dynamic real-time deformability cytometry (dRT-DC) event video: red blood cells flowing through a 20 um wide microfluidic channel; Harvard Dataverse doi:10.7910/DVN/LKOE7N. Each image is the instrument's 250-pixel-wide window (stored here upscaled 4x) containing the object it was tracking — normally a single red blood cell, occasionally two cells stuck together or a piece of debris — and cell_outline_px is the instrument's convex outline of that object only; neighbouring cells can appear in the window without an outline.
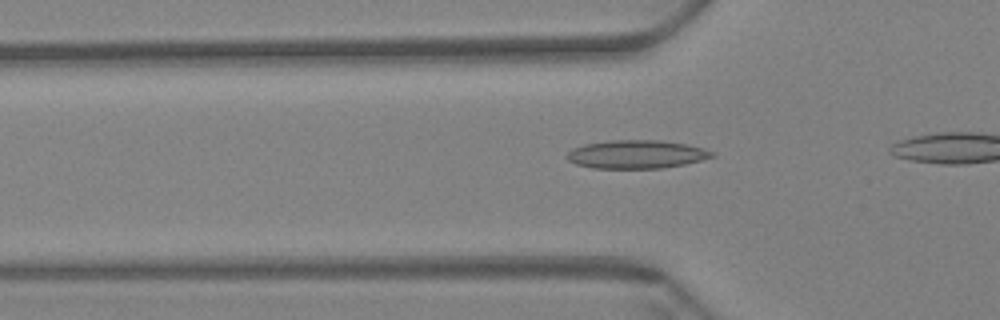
{"species": "Egyptian fruit bat (a non-hibernating species)", "species_latin": "Rousettus aegyptiacus", "temperature_condition": "warm", "stored_images_in_passage": 31, "camera_frame_rate_fps": 3000, "um_per_image_px": 0.085, "animal": {"sex": "female"}, "frame": {"image": 1, "passage_image": 3, "time_ms": 0.667, "image_size_px": [1000, 320], "cell_outline_px": [[716, 156], [684, 164], [664, 168], [592, 168], [576, 164], [568, 160], [564, 156], [572, 148], [584, 144], [612, 140], [660, 140], [684, 144], [704, 148], [716, 152]], "centroid_in_image_um": [54.09, 13.11], "position_along_channel_um": 71.7, "area_um2": 24.04}}
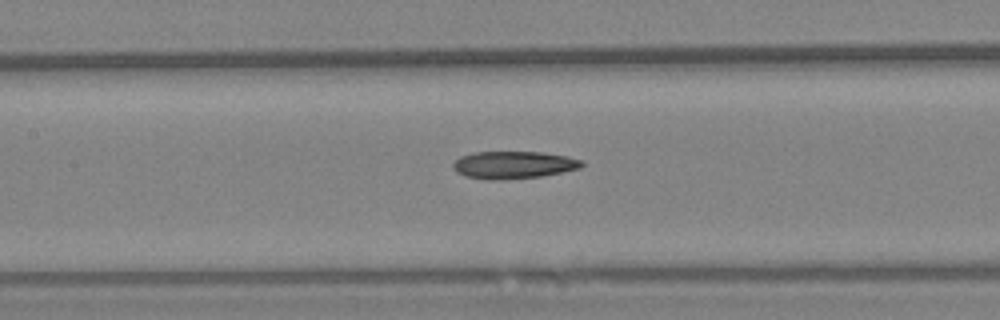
{"frame": {"image": 2, "passage_image": 11, "time_ms": 3.333, "image_size_px": [1000, 320], "cell_outline_px": [[584, 164], [580, 168], [540, 176], [500, 180], [488, 180], [464, 176], [456, 172], [452, 168], [452, 164], [460, 156], [476, 152], [540, 152], [568, 156], [584, 160]], "centroid_in_image_um": [43.63, 14.01], "position_along_channel_um": 163.8, "area_um2": 20.63}}
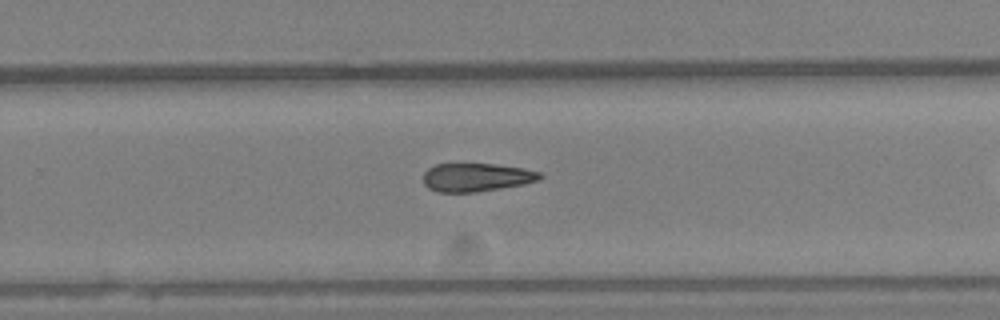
{"frame": {"image": 3, "passage_image": 22, "time_ms": 7.0, "image_size_px": [1000, 320], "cell_outline_px": [[544, 176], [540, 180], [524, 184], [500, 188], [472, 192], [436, 192], [428, 188], [424, 184], [424, 172], [428, 168], [436, 164], [496, 164], [524, 168], [540, 172]], "centroid_in_image_um": [40.51, 15.07], "position_along_channel_um": 289.3, "area_um2": 19.31}}